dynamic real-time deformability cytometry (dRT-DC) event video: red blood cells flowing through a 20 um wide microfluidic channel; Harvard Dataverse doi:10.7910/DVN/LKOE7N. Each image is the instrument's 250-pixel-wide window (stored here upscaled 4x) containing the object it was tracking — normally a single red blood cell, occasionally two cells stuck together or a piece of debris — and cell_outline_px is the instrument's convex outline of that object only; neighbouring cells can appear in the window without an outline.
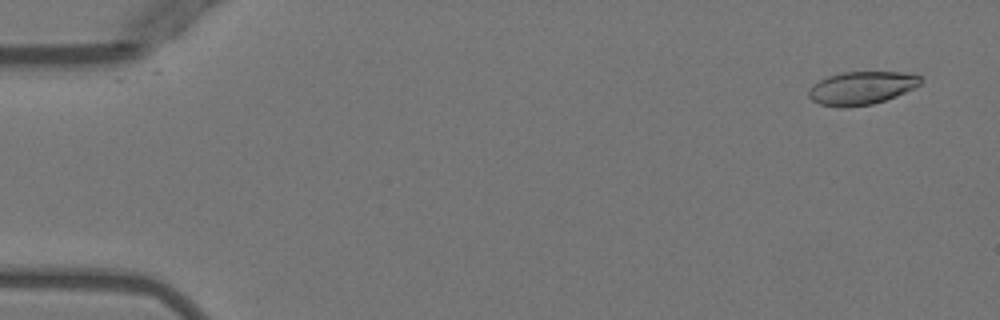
{"species": "Egyptian fruit bat (a non-hibernating species)", "species_latin": "Rousettus aegyptiacus", "temperature_condition": "warm", "stored_images_in_passage": 13, "camera_frame_rate_fps": 3000, "um_per_image_px": 0.085, "animal": {"sex": "female"}, "frame": {"image": 1, "passage_image": 3, "time_ms": 0.667, "image_size_px": [1000, 320], "cell_outline_px": [[920, 84], [916, 88], [896, 96], [872, 104], [848, 108], [844, 108], [820, 104], [812, 100], [808, 96], [808, 92], [812, 84], [828, 76], [840, 72], [900, 72], [920, 76]], "centroid_in_image_um": [73.2, 7.49], "position_along_channel_um": 11.8, "area_um2": 21.62}}